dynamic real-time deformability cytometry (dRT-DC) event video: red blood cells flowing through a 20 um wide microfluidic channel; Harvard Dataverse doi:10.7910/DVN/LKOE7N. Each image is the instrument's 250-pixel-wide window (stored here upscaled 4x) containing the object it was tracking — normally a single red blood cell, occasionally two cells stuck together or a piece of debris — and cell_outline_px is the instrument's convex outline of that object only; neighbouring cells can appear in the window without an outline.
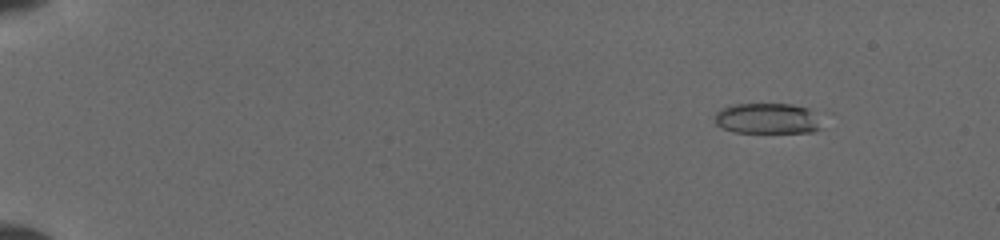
{"species": "common noctule bat (a hibernating species)", "species_latin": "Nyctalus noctula", "temperature_condition": "cold", "stored_images_in_passage": 84, "camera_frame_rate_fps": 3000, "um_per_image_px": 0.085, "animal": {"sex": "female", "body_mass_g": 19.5, "forearm_length_mm": 54.1}, "frame": {"image": 1, "passage_image": 11, "time_ms": 2.0, "image_size_px": [1000, 240], "cell_outline_px": [[820, 128], [812, 132], [736, 132], [724, 128], [716, 124], [716, 112], [720, 108], [736, 104], [792, 104], [808, 108]], "centroid_in_image_um": [65.15, 10.06], "position_along_channel_um": 19.9, "area_um2": 18.55}}
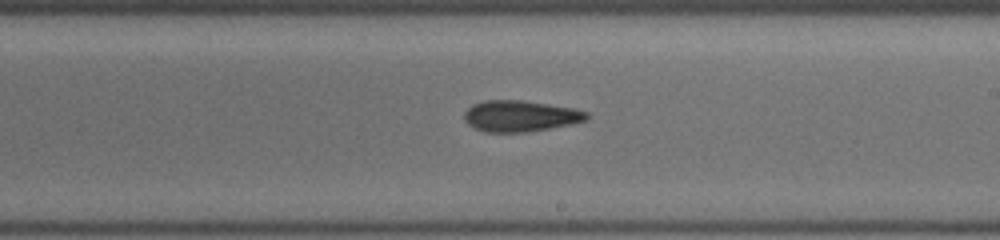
{"frame": {"image": 2, "passage_image": 50, "time_ms": 11.0, "image_size_px": [1000, 240], "cell_outline_px": [[588, 120], [572, 124], [524, 132], [484, 132], [468, 124], [464, 120], [464, 112], [472, 104], [484, 100], [520, 100], [572, 108], [588, 112]], "centroid_in_image_um": [44.2, 9.86], "position_along_channel_um": 244.8, "area_um2": 22.08}}
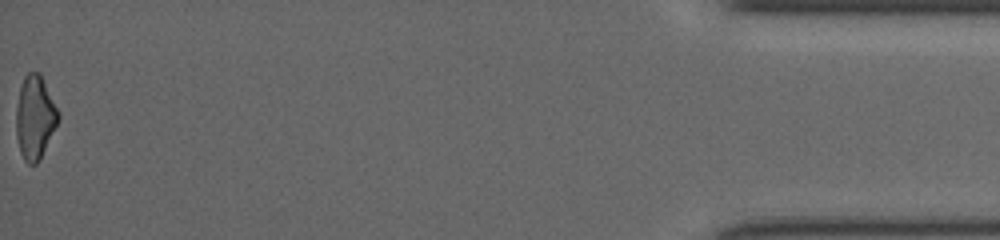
{"frame": {"image": 3, "passage_image": 83, "time_ms": 17.667, "image_size_px": [1000, 240], "cell_outline_px": [[60, 116], [40, 160], [36, 164], [28, 164], [24, 160], [20, 152], [16, 136], [16, 108], [20, 88], [24, 76], [28, 72], [40, 72], [60, 112]], "centroid_in_image_um": [2.97, 9.97], "position_along_channel_um": 432.2, "area_um2": 20.58}}